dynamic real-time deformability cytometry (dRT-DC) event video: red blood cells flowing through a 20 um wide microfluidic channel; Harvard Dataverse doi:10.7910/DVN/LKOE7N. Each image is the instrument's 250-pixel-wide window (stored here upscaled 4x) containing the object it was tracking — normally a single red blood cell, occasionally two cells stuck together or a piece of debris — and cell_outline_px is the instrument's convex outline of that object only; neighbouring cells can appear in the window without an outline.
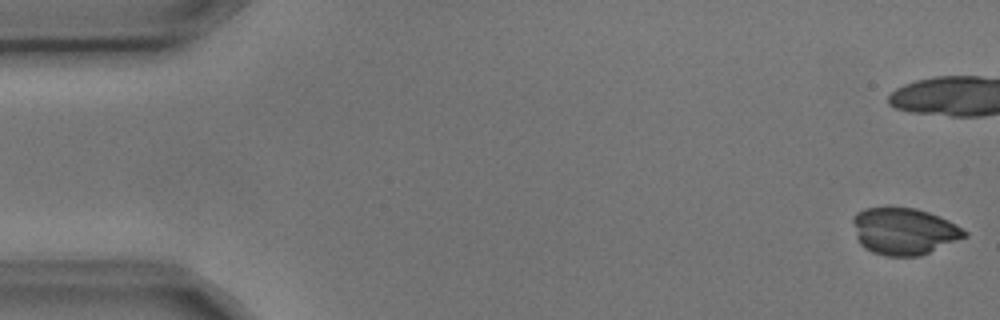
{"species": "common noctule bat (a hibernating species)", "species_latin": "Nyctalus noctula", "temperature_condition": "cold", "stored_images_in_passage": 5, "camera_frame_rate_fps": 3000, "um_per_image_px": 0.085, "animal": {"sex": "male", "body_mass_g": 17.9, "forearm_length_mm": 54.2}, "frame": {"image": 1, "passage_image": 1, "time_ms": 0.0, "image_size_px": [1000, 320], "cell_outline_px": [[968, 236], [920, 256], [888, 256], [872, 252], [864, 248], [860, 244], [856, 236], [852, 220], [852, 216], [856, 212], [864, 208], [916, 208], [940, 216], [956, 224], [968, 232]], "centroid_in_image_um": [76.84, 19.65], "position_along_channel_um": 8.2, "area_um2": 30.52}}